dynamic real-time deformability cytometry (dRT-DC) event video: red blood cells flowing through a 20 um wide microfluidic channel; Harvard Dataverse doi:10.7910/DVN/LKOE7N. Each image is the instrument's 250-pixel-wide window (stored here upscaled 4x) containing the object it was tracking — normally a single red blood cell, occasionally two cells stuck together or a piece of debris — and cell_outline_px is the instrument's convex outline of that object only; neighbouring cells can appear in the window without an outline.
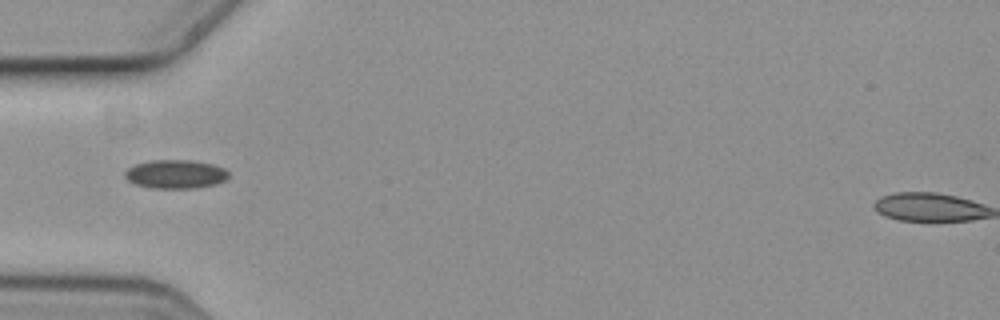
{"species": "common noctule bat (a hibernating species)", "species_latin": "Nyctalus noctula", "temperature_condition": "cold", "stored_images_in_passage": 5, "camera_frame_rate_fps": 3000, "um_per_image_px": 0.085, "animal": {"sex": "female", "body_mass_g": 19.3, "forearm_length_mm": 54.1}, "frame": {"image": 1, "passage_image": 5, "time_ms": 1.333, "image_size_px": [1000, 320], "cell_outline_px": [[228, 180], [216, 184], [192, 188], [152, 188], [136, 184], [128, 180], [124, 176], [124, 172], [128, 168], [136, 164], [152, 160], [188, 160], [212, 164], [224, 168], [228, 172]], "centroid_in_image_um": [14.93, 14.8], "position_along_channel_um": 70.1, "area_um2": 17.28}}